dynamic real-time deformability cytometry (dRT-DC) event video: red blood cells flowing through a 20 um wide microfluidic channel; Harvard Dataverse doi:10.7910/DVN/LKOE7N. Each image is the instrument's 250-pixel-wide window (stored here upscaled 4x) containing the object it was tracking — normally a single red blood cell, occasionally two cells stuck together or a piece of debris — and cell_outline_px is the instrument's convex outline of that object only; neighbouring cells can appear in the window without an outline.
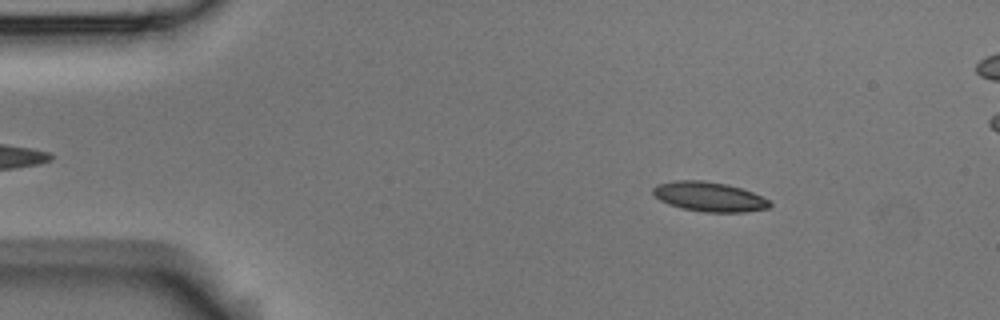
{"species": "Egyptian fruit bat (a non-hibernating species)", "species_latin": "Rousettus aegyptiacus", "temperature_condition": "room temperature", "stored_images_in_passage": 5, "camera_frame_rate_fps": 3000, "um_per_image_px": 0.085, "animal": {"sex": "male"}, "frame": {"image": 1, "passage_image": 2, "time_ms": 0.333, "image_size_px": [1000, 320], "cell_outline_px": [[772, 204], [768, 208], [744, 212], [704, 212], [680, 208], [668, 204], [660, 200], [652, 192], [652, 188], [656, 184], [676, 180], [704, 180], [728, 184], [752, 192], [768, 200]], "centroid_in_image_um": [60.24, 16.71], "position_along_channel_um": 24.8, "area_um2": 20.17}}